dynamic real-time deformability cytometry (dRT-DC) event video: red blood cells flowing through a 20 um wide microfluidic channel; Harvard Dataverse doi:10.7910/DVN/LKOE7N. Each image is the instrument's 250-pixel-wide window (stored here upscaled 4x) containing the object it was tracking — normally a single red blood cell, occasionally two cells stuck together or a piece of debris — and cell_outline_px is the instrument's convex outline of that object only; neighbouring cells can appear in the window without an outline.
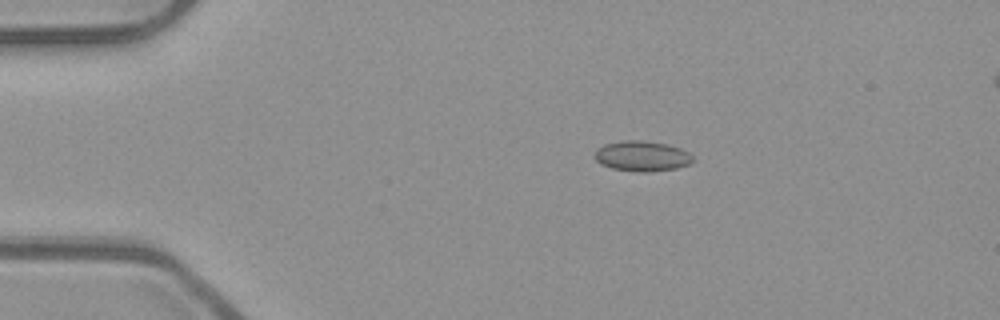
{"species": "common noctule bat (a hibernating species)", "species_latin": "Nyctalus noctula", "temperature_condition": "room temperature", "stored_images_in_passage": 43, "camera_frame_rate_fps": 3000, "um_per_image_px": 0.085, "animal": {"sex": "male", "body_mass_g": 23.1, "forearm_length_mm": 52.7}, "frame": {"image": 1, "passage_image": 1, "time_ms": 0.0, "image_size_px": [1000, 320], "cell_outline_px": [[692, 160], [688, 164], [676, 168], [648, 172], [640, 172], [612, 168], [600, 164], [596, 160], [596, 148], [604, 144], [624, 140], [644, 140], [668, 144], [680, 148], [688, 152], [692, 156]], "centroid_in_image_um": [54.55, 13.25], "position_along_channel_um": 30.4, "area_um2": 17.28}}
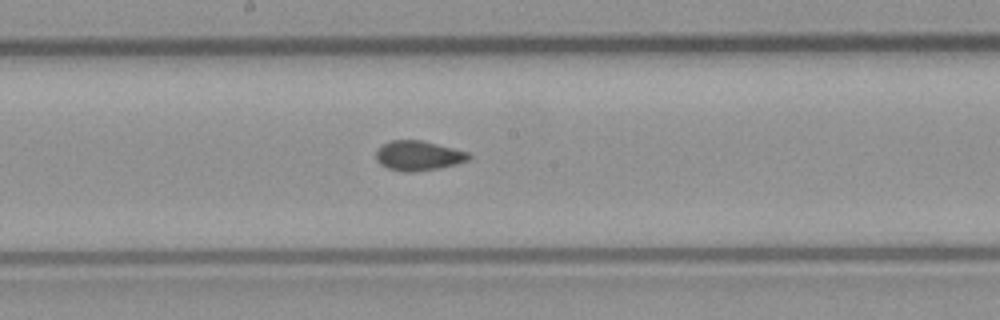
{"frame": {"image": 2, "passage_image": 19, "time_ms": 6.0, "image_size_px": [1000, 320], "cell_outline_px": [[472, 156], [468, 160], [456, 164], [440, 168], [412, 172], [404, 172], [388, 168], [380, 164], [376, 160], [376, 152], [384, 144], [392, 140], [420, 140], [468, 152]], "centroid_in_image_um": [35.56, 13.24], "position_along_channel_um": 212.6, "area_um2": 15.9}}
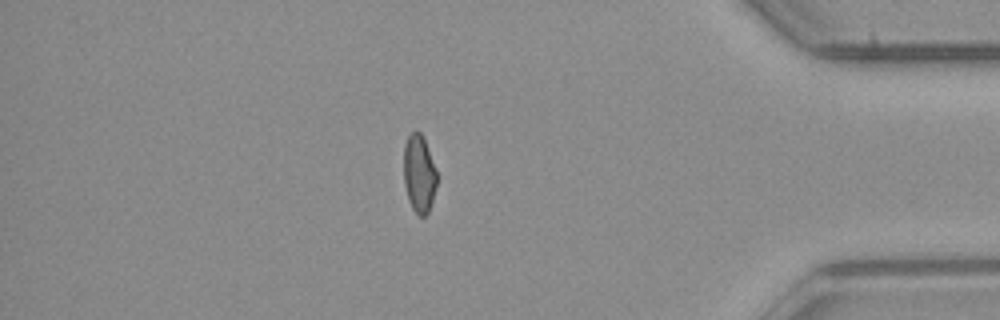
{"frame": {"image": 3, "passage_image": 36, "time_ms": 11.667, "image_size_px": [1000, 320], "cell_outline_px": [[436, 184], [432, 200], [428, 212], [424, 216], [420, 216], [412, 208], [408, 200], [404, 184], [404, 144], [408, 136], [416, 128], [420, 132], [424, 140], [436, 168]], "centroid_in_image_um": [35.6, 14.74], "position_along_channel_um": 399.6, "area_um2": 14.91}, "authors_computed_cell_mechanics": {"area_um2": 15.8372, "velocity_mm_per_s": 3.9537, "shape_relaxation_time_tau1_ms": null, "shape_relaxation_time_tau2_ms": 0.8061, "deformation_change_tau1": null, "deformation_change_tau2": 0.0457}}